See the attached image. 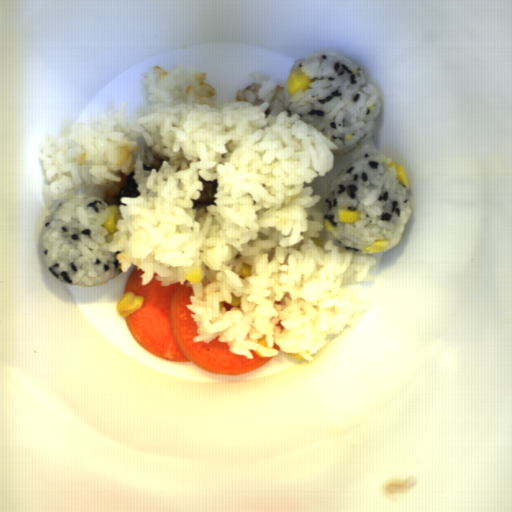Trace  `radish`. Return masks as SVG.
<instances>
[{
	"mask_svg": "<svg viewBox=\"0 0 512 512\" xmlns=\"http://www.w3.org/2000/svg\"><path fill=\"white\" fill-rule=\"evenodd\" d=\"M142 274L135 266L124 291V295L142 296V306L123 319L143 350L173 362H192L215 375H244L272 360L253 349V358L233 353L228 342H220L218 337L210 343L194 342L198 329L193 312L187 309L194 295L191 282L162 286L154 276L142 286Z\"/></svg>",
	"mask_w": 512,
	"mask_h": 512,
	"instance_id": "radish-1",
	"label": "radish"
}]
</instances>
